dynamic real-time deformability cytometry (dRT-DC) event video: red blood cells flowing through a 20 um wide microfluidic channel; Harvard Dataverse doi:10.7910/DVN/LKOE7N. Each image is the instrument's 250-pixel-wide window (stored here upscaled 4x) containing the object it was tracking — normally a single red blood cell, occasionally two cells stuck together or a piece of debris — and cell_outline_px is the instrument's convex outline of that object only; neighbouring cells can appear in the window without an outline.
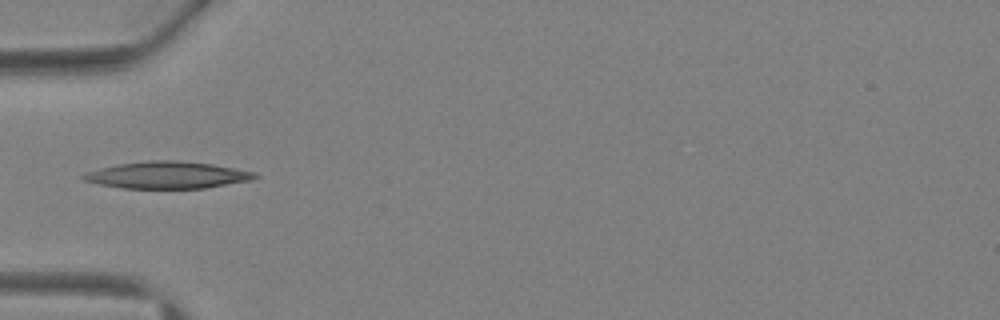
{"species": "Egyptian fruit bat (a non-hibernating species)", "species_latin": "Rousettus aegyptiacus", "temperature_condition": "warm", "stored_images_in_passage": 1, "camera_frame_rate_fps": 3000, "um_per_image_px": 0.085, "animal": {"sex": "female"}, "frame": {"image": 1, "passage_image": 1, "time_ms": 0.0, "image_size_px": [1000, 320], "cell_outline_px": [[260, 176], [252, 180], [204, 188], [124, 188], [100, 184], [84, 180], [80, 176], [88, 172], [100, 168], [116, 164], [148, 160], [180, 160], [212, 164], [256, 172]], "centroid_in_image_um": [14.25, 14.87], "position_along_channel_um": 70.7, "area_um2": 26.88}}